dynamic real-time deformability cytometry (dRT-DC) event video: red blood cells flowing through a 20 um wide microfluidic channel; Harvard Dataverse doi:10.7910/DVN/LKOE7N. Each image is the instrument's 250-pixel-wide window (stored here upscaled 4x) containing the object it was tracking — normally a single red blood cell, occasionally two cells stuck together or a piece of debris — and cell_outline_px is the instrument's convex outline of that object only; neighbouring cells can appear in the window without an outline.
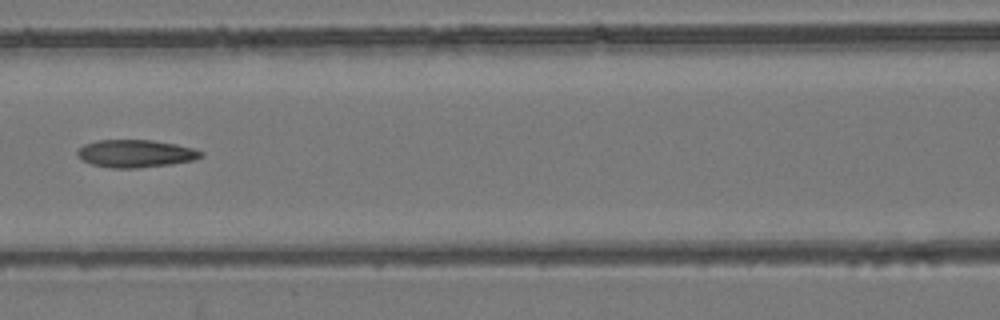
{"species": "common noctule bat (a hibernating species)", "species_latin": "Nyctalus noctula", "temperature_condition": "room temperature", "stored_images_in_passage": 7, "camera_frame_rate_fps": 3000, "um_per_image_px": 0.085, "animal": {"sex": "female", "body_mass_g": 24.6, "forearm_length_mm": 56.2}, "frame": {"image": 1, "passage_image": 7, "time_ms": 2.0, "image_size_px": [1000, 320], "cell_outline_px": [[204, 156], [196, 160], [172, 164], [136, 168], [112, 168], [92, 164], [84, 160], [76, 152], [84, 144], [96, 140], [152, 140], [176, 144], [192, 148], [204, 152]], "centroid_in_image_um": [11.58, 13.05], "position_along_channel_um": 155.0, "area_um2": 19.88}}